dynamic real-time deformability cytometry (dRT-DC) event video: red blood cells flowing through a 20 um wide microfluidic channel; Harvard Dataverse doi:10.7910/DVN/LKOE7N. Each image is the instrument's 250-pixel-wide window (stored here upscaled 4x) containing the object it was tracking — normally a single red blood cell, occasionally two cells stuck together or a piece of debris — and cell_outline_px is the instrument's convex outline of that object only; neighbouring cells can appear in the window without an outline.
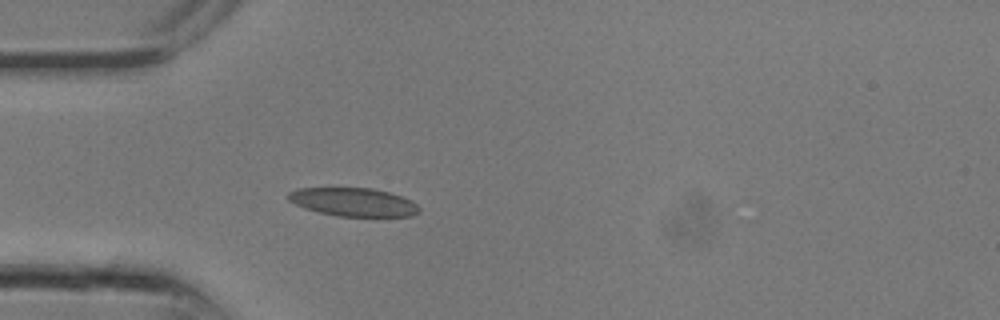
{"species": "common noctule bat (a hibernating species)", "species_latin": "Nyctalus noctula", "temperature_condition": "room temperature", "stored_images_in_passage": 3, "camera_frame_rate_fps": 3000, "um_per_image_px": 0.085, "animal": {"sex": "male", "body_mass_g": 13.3}, "frame": {"image": 1, "passage_image": 1, "time_ms": 0.0, "image_size_px": [1000, 320], "cell_outline_px": [[420, 212], [412, 216], [336, 216], [304, 208], [288, 200], [288, 192], [300, 188], [372, 188], [388, 192], [412, 200], [420, 208]], "centroid_in_image_um": [30.05, 17.17], "position_along_channel_um": 54.9, "area_um2": 21.56}}
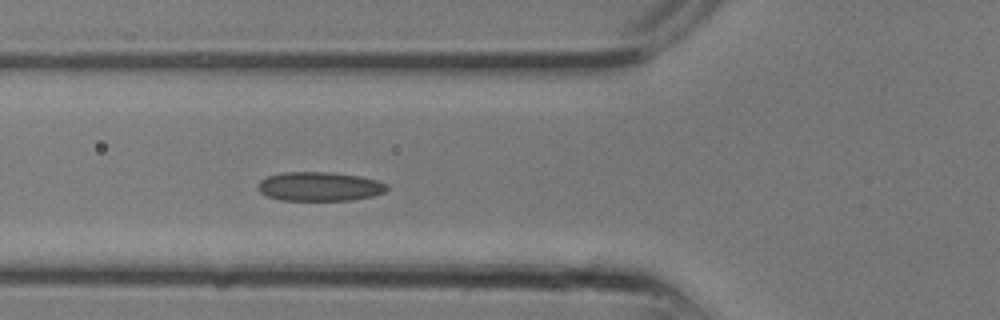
{"frame": {"image": 2, "passage_image": 3, "time_ms": 0.667, "image_size_px": [1000, 320], "cell_outline_px": [[388, 188], [384, 192], [372, 196], [352, 200], [280, 200], [268, 196], [260, 192], [256, 188], [260, 180], [268, 176], [284, 172], [332, 172], [360, 176], [376, 180], [388, 184]], "centroid_in_image_um": [27.15, 15.85], "position_along_channel_um": 98.6, "area_um2": 21.91}}